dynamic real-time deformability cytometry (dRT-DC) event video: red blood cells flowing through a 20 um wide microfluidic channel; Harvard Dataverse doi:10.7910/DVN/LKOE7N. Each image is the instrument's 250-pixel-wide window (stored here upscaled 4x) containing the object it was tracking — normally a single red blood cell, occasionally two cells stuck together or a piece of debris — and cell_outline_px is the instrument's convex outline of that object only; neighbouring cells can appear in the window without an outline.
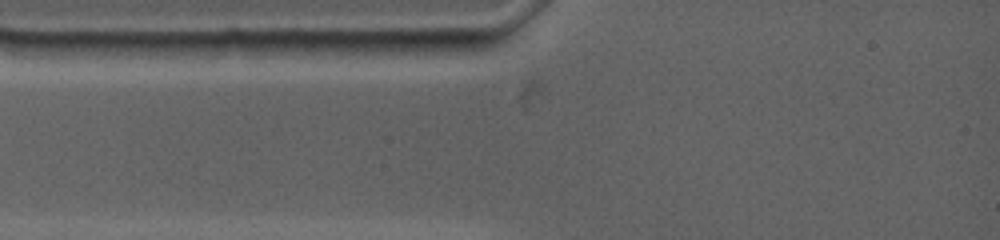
{"species": "common noctule bat (a hibernating species)", "species_latin": "Nyctalus noctula", "temperature_condition": "warm", "stored_images_in_passage": 3, "camera_frame_rate_fps": 4500, "um_per_image_px": 0.085, "animal": {"sex": "female", "body_mass_g": 19.0, "forearm_length_mm": 53.3}, "frame": {"image": 1, "passage_image": 3, "time_ms": 0.889, "image_size_px": [1000, 240], "cell_outline_px": [[488, 44], [480, 48], [416, 60], [392, 52], [380, 40], [480, 40]], "centroid_in_image_um": [36.62, 4.03], "position_along_channel_um": 48.4, "area_um2": 10.0}}